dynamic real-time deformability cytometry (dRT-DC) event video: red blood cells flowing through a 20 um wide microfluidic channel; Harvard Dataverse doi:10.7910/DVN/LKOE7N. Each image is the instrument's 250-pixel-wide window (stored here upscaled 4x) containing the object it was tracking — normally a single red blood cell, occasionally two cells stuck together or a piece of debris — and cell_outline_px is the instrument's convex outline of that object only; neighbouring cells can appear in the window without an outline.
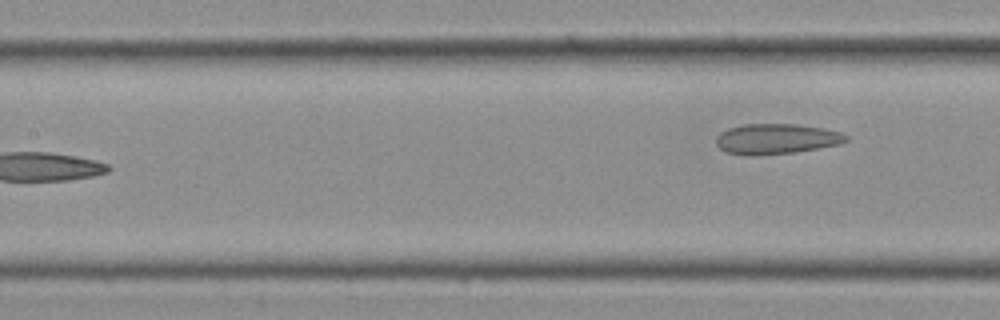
{"species": "Egyptian fruit bat (a non-hibernating species)", "species_latin": "Rousettus aegyptiacus", "temperature_condition": "cold", "stored_images_in_passage": 15, "camera_frame_rate_fps": 3000, "um_per_image_px": 0.085, "frame": {"image": 1, "passage_image": 15, "time_ms": 4.667, "image_size_px": [1000, 320], "cell_outline_px": [[848, 140], [840, 144], [820, 148], [796, 152], [756, 156], [744, 156], [724, 152], [716, 144], [716, 136], [720, 132], [728, 128], [744, 124], [796, 124], [824, 128], [840, 132], [848, 136]], "centroid_in_image_um": [65.96, 11.82], "position_along_channel_um": 141.4, "area_um2": 23.35}}